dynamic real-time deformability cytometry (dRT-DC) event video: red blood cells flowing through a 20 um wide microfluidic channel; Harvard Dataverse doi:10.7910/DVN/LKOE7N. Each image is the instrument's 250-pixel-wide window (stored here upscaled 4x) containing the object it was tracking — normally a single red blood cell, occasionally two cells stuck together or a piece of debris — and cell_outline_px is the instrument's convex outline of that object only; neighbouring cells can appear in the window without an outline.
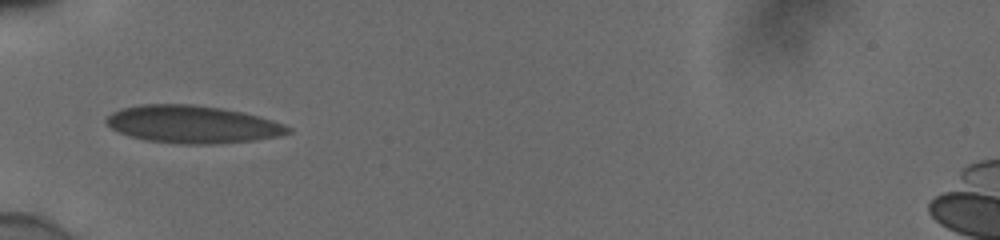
{"species": "human", "species_latin": "Homo sapiens", "temperature_condition": "cold", "stored_images_in_passage": 35, "camera_frame_rate_fps": 3000, "um_per_image_px": 0.085, "donor": {"sex": "male"}, "frame": {"image": 1, "passage_image": 1, "time_ms": 0.0, "image_size_px": [1000, 240], "cell_outline_px": [[292, 132], [280, 136], [256, 140], [220, 144], [176, 144], [144, 140], [128, 136], [112, 128], [104, 120], [112, 112], [124, 108], [140, 104], [192, 104], [220, 108], [240, 112], [272, 120], [284, 124], [292, 128]], "centroid_in_image_um": [16.37, 10.58], "position_along_channel_um": 68.6, "area_um2": 39.88}}
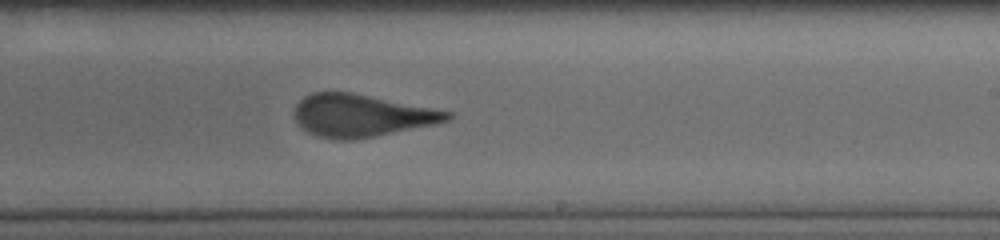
{"frame": {"image": 2, "passage_image": 16, "time_ms": 5.0, "image_size_px": [1000, 240], "cell_outline_px": [[452, 116], [448, 120], [432, 124], [352, 140], [336, 140], [320, 136], [308, 132], [292, 116], [292, 112], [296, 104], [304, 96], [312, 92], [352, 92], [452, 112]], "centroid_in_image_um": [30.64, 9.8], "position_along_channel_um": 258.4, "area_um2": 37.28}}
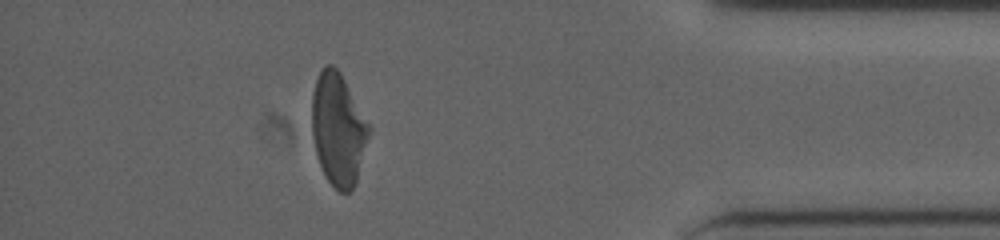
{"frame": {"image": 3, "passage_image": 30, "time_ms": 9.667, "image_size_px": [1000, 240], "cell_outline_px": [[372, 132], [356, 180], [352, 188], [348, 192], [340, 192], [328, 180], [320, 164], [316, 152], [312, 136], [312, 92], [316, 80], [320, 72], [328, 64], [332, 64], [340, 72], [372, 128]], "centroid_in_image_um": [28.77, 10.98], "position_along_channel_um": 406.4, "area_um2": 37.22}, "authors_computed_cell_mechanics": {"area_um2": 37.9746, "velocity_mm_per_s": 3.8689, "shape_relaxation_time_tau1_ms": 9.841, "shape_relaxation_time_tau2_ms": null, "deformation_change_tau1": 0.2163, "deformation_change_tau2": null}}